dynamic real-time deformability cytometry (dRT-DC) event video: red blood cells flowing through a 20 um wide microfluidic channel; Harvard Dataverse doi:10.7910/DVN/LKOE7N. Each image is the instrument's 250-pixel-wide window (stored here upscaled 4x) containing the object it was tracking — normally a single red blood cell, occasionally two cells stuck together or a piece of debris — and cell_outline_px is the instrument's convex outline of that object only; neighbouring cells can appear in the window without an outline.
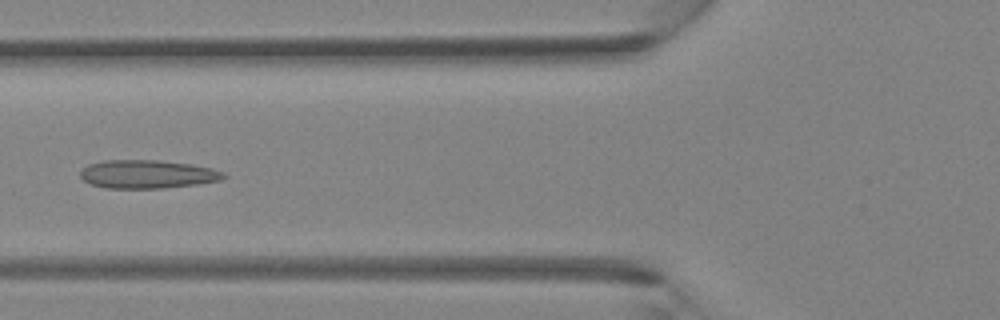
{"species": "Egyptian fruit bat (a non-hibernating species)", "species_latin": "Rousettus aegyptiacus", "temperature_condition": "room temperature", "stored_images_in_passage": 41, "camera_frame_rate_fps": 3000, "um_per_image_px": 0.085, "animal": {"sex": "female"}, "frame": {"image": 1, "passage_image": 15, "time_ms": 4.667, "image_size_px": [1000, 320], "cell_outline_px": [[228, 176], [220, 180], [196, 184], [164, 188], [104, 188], [92, 184], [84, 180], [80, 176], [80, 172], [88, 164], [104, 160], [160, 160], [192, 164], [212, 168], [224, 172]], "centroid_in_image_um": [12.55, 14.8], "position_along_channel_um": 113.3, "area_um2": 23.76}}
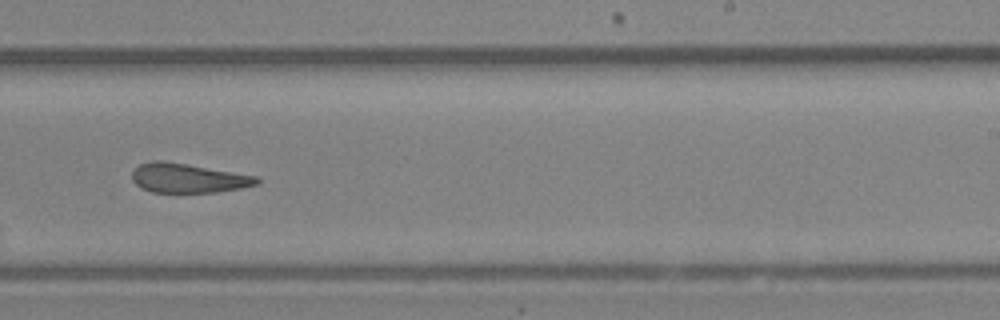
{"frame": {"image": 2, "passage_image": 25, "time_ms": 8.0, "image_size_px": [1000, 320], "cell_outline_px": [[260, 184], [240, 188], [216, 192], [152, 192], [140, 188], [132, 180], [132, 172], [140, 164], [152, 160], [160, 160], [260, 176]], "centroid_in_image_um": [16.01, 15.14], "position_along_channel_um": 273.0, "area_um2": 21.33}}
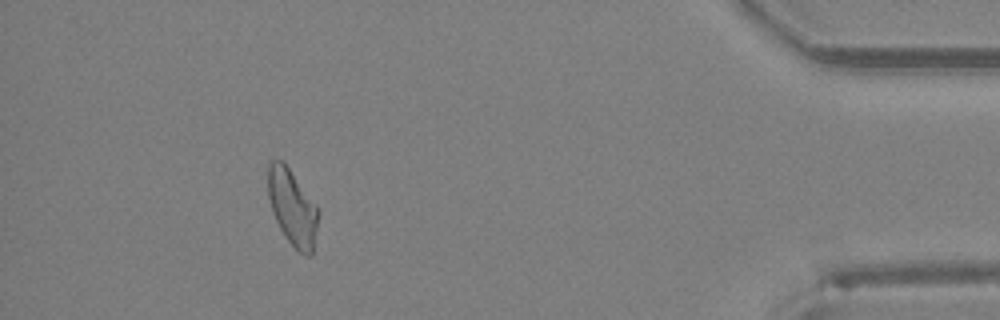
{"frame": {"image": 3, "passage_image": 37, "time_ms": 12.0, "image_size_px": [1000, 320], "cell_outline_px": [[320, 212], [312, 256], [308, 256], [300, 252], [288, 240], [280, 228], [272, 212], [268, 196], [268, 164], [272, 160], [284, 160], [316, 204]], "centroid_in_image_um": [24.87, 17.6], "position_along_channel_um": 410.3, "area_um2": 22.43}}